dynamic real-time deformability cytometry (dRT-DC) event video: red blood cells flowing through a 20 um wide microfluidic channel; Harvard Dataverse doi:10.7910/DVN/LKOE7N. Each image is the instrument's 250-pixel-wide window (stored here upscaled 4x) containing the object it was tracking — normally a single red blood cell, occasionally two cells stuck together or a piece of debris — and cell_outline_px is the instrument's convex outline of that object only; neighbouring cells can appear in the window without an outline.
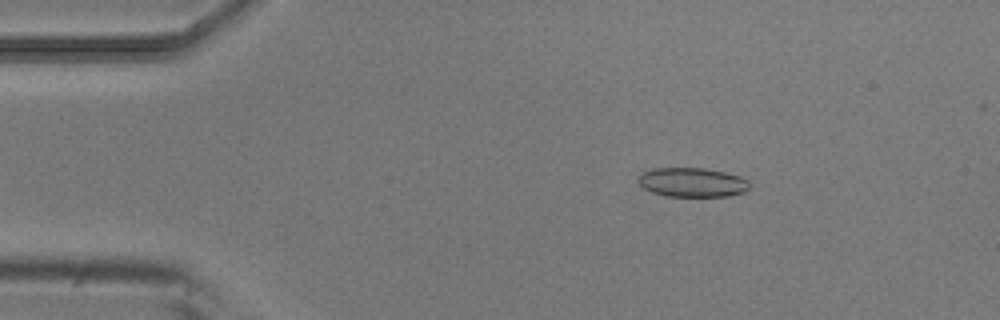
{"species": "common noctule bat (a hibernating species)", "species_latin": "Nyctalus noctula", "temperature_condition": "room temperature", "stored_images_in_passage": 5, "camera_frame_rate_fps": 3000, "um_per_image_px": 0.085, "animal": {"sex": "male", "body_mass_g": 20.5, "forearm_length_mm": 52.5}, "frame": {"image": 1, "passage_image": 3, "time_ms": 0.667, "image_size_px": [1000, 320], "cell_outline_px": [[748, 188], [744, 192], [728, 196], [664, 196], [652, 192], [644, 188], [636, 180], [644, 172], [656, 168], [704, 168], [724, 172], [740, 176], [748, 180]], "centroid_in_image_um": [58.84, 15.5], "position_along_channel_um": 26.2, "area_um2": 18.84}}
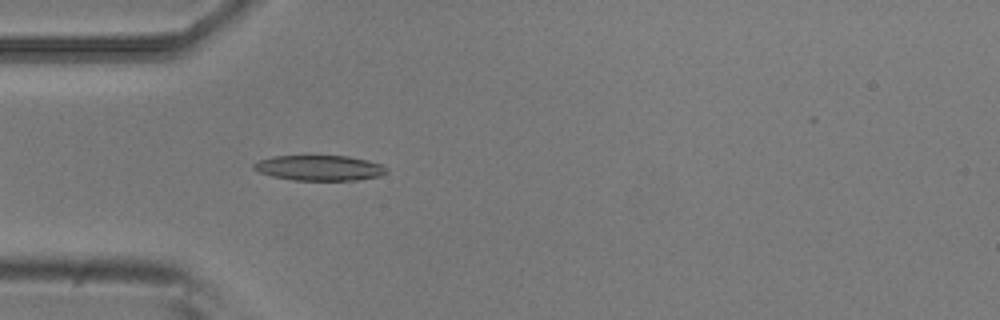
{"frame": {"image": 2, "passage_image": 5, "time_ms": 1.333, "image_size_px": [1000, 320], "cell_outline_px": [[388, 172], [380, 176], [356, 180], [292, 180], [272, 176], [260, 172], [252, 168], [252, 164], [260, 160], [272, 156], [348, 156], [368, 160], [384, 164], [388, 168]], "centroid_in_image_um": [27.19, 14.27], "position_along_channel_um": 57.8, "area_um2": 19.71}}